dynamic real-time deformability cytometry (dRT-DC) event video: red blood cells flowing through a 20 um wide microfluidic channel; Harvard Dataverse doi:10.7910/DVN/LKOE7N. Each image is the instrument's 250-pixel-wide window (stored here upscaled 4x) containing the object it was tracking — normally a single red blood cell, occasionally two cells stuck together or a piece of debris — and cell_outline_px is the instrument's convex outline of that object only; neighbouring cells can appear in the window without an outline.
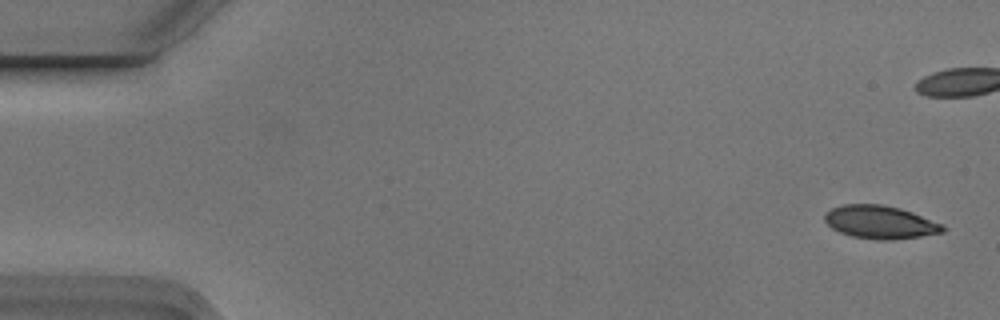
{"species": "Egyptian fruit bat (a non-hibernating species)", "species_latin": "Rousettus aegyptiacus", "temperature_condition": "cold", "stored_images_in_passage": 8, "camera_frame_rate_fps": 3000, "um_per_image_px": 0.085, "animal": {"sex": "male"}, "frame": {"image": 1, "passage_image": 1, "time_ms": 0.0, "image_size_px": [1000, 320], "cell_outline_px": [[948, 228], [944, 232], [920, 236], [892, 240], [880, 240], [852, 236], [840, 232], [832, 228], [824, 220], [824, 212], [832, 208], [844, 204], [880, 204], [900, 208], [912, 212], [944, 224]], "centroid_in_image_um": [74.83, 18.88], "position_along_channel_um": 10.2, "area_um2": 22.89}}
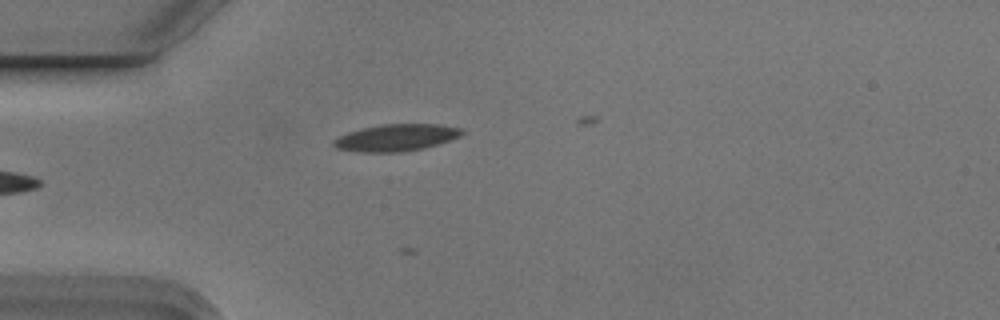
{"frame": {"image": 2, "passage_image": 5, "time_ms": 1.333, "image_size_px": [1000, 320], "cell_outline_px": [[464, 132], [460, 136], [424, 148], [400, 152], [360, 152], [336, 148], [332, 144], [332, 140], [348, 132], [360, 128], [380, 124], [440, 124], [460, 128]], "centroid_in_image_um": [33.63, 11.69], "position_along_channel_um": 51.4, "area_um2": 20.06}}